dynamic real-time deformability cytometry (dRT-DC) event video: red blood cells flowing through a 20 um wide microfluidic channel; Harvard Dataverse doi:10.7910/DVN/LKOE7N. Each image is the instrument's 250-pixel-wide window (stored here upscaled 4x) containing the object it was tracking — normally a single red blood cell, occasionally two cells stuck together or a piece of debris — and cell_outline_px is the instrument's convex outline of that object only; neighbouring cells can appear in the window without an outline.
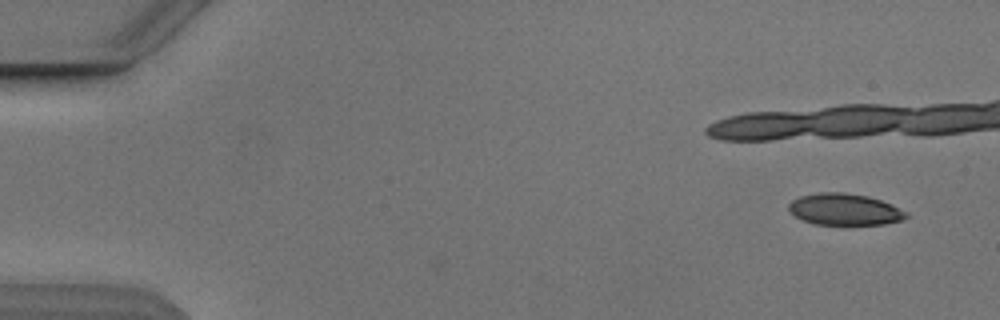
{"species": "Egyptian fruit bat (a non-hibernating species)", "species_latin": "Rousettus aegyptiacus", "temperature_condition": "cold", "stored_images_in_passage": 5, "camera_frame_rate_fps": 3000, "um_per_image_px": 0.085, "animal": {"sex": "male"}, "frame": {"image": 1, "passage_image": 1, "time_ms": 0.0, "image_size_px": [1000, 320], "cell_outline_px": [[908, 216], [900, 220], [884, 224], [812, 224], [796, 216], [788, 208], [788, 204], [792, 200], [800, 196], [820, 192], [844, 192], [868, 196], [892, 204], [908, 212]], "centroid_in_image_um": [71.8, 17.79], "position_along_channel_um": 13.2, "area_um2": 21.5}}